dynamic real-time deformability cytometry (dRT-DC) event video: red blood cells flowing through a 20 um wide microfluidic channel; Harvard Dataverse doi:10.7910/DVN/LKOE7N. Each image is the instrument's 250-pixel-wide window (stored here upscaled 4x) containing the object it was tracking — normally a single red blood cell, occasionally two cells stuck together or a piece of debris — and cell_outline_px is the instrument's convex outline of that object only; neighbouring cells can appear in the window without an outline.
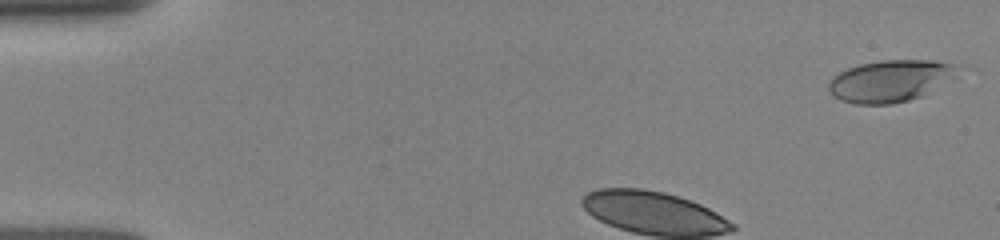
{"species": "human", "species_latin": "Homo sapiens", "temperature_condition": "room temperature", "stored_images_in_passage": 36, "camera_frame_rate_fps": 3000, "um_per_image_px": 0.085, "donor": {"sex": "female"}, "frame": {"image": 1, "passage_image": 2, "time_ms": 0.333, "image_size_px": [1000, 240], "cell_outline_px": [[968, 68], [956, 76], [924, 96], [892, 104], [856, 104], [840, 100], [828, 88], [828, 84], [832, 76], [848, 68], [860, 64], [880, 60], [932, 60], [960, 64]], "centroid_in_image_um": [75.79, 6.85], "position_along_channel_um": 9.2, "area_um2": 32.02}}
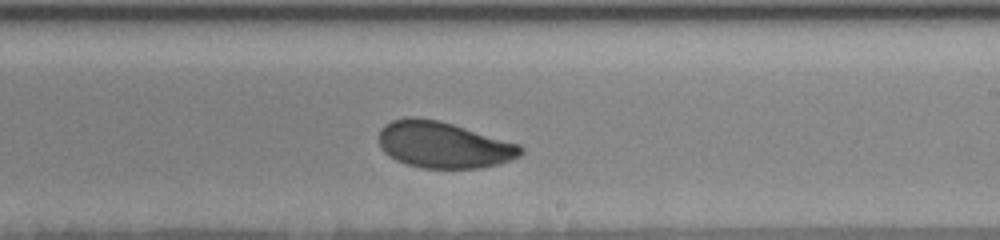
{"frame": {"image": 2, "passage_image": 24, "time_ms": 7.667, "image_size_px": [1000, 240], "cell_outline_px": [[524, 152], [520, 156], [500, 164], [480, 168], [424, 168], [408, 164], [396, 160], [384, 152], [380, 148], [380, 128], [384, 124], [392, 120], [408, 116], [412, 116], [440, 120], [520, 144], [524, 148]], "centroid_in_image_um": [37.71, 12.3], "position_along_channel_um": 251.3, "area_um2": 38.55}}
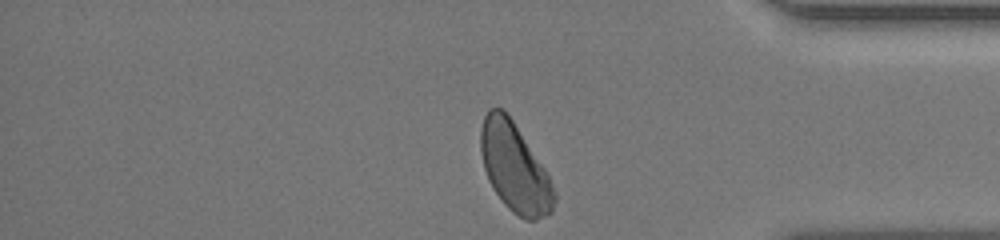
{"frame": {"image": 3, "passage_image": 36, "time_ms": 11.667, "image_size_px": [1000, 240], "cell_outline_px": [[556, 200], [552, 212], [536, 220], [524, 220], [512, 212], [504, 204], [492, 188], [488, 180], [484, 168], [480, 148], [480, 132], [484, 116], [488, 108], [504, 108], [544, 168], [556, 192]], "centroid_in_image_um": [43.73, 14.27], "position_along_channel_um": 391.5, "area_um2": 37.86}, "authors_computed_cell_mechanics": {"area_um2": 38.6971, "velocity_mm_per_s": 3.9133, "shape_relaxation_time_tau1_ms": 3.4859, "shape_relaxation_time_tau2_ms": 1.2412, "deformation_change_tau1": 0.1045, "deformation_change_tau2": 0.0595}}